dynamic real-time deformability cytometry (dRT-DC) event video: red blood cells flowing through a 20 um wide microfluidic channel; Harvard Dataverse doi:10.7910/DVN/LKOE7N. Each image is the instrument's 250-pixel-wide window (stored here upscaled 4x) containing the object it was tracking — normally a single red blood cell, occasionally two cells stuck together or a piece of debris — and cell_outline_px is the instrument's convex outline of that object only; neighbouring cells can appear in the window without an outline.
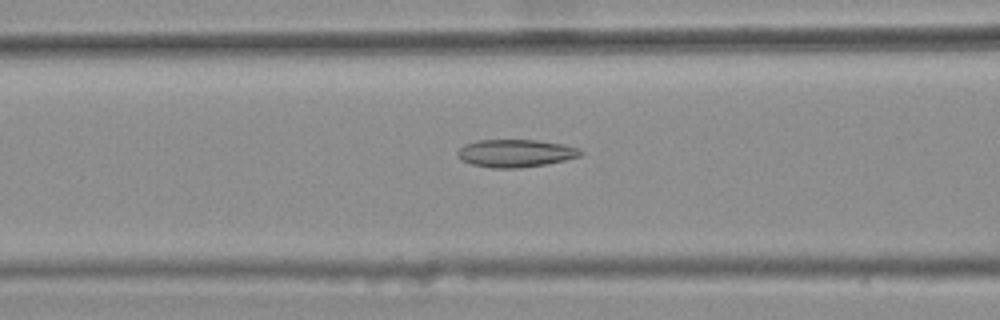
{"species": "common noctule bat (a hibernating species)", "species_latin": "Nyctalus noctula", "temperature_condition": "warm", "stored_images_in_passage": 47, "camera_frame_rate_fps": 3000, "um_per_image_px": 0.085, "animal": {"sex": "female", "body_mass_g": 25.1}, "frame": {"image": 1, "passage_image": 21, "time_ms": 6.667, "image_size_px": [1000, 320], "cell_outline_px": [[584, 152], [580, 156], [564, 160], [544, 164], [520, 168], [492, 168], [472, 164], [460, 160], [456, 152], [464, 144], [476, 140], [536, 140], [564, 144], [580, 148]], "centroid_in_image_um": [43.81, 13.02], "position_along_channel_um": 122.8, "area_um2": 19.94}}
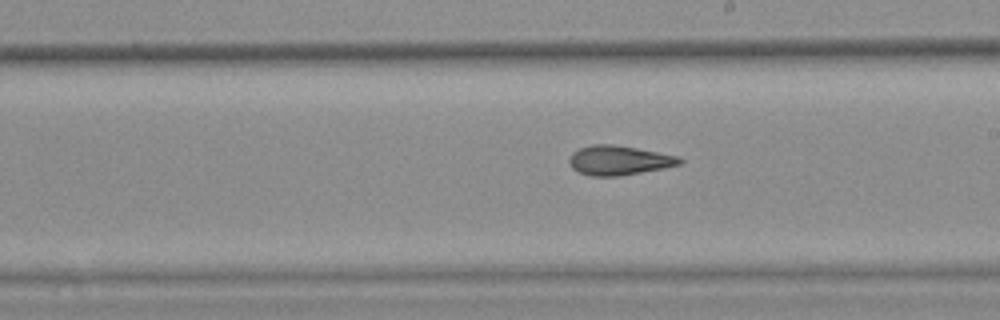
{"frame": {"image": 2, "passage_image": 30, "time_ms": 9.667, "image_size_px": [1000, 320], "cell_outline_px": [[684, 160], [680, 164], [664, 168], [620, 176], [592, 176], [580, 172], [572, 168], [568, 164], [568, 160], [572, 152], [580, 148], [592, 144], [612, 144], [636, 148], [680, 156]], "centroid_in_image_um": [52.61, 13.62], "position_along_channel_um": 236.4, "area_um2": 19.02}}
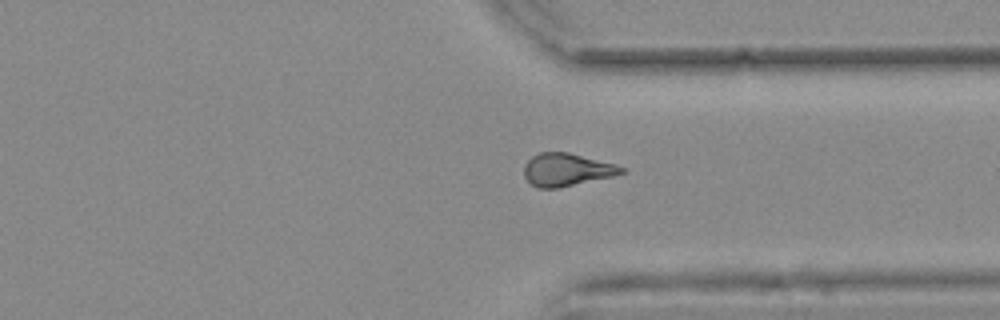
{"frame": {"image": 3, "passage_image": 40, "time_ms": 13.0, "image_size_px": [1000, 320], "cell_outline_px": [[628, 172], [612, 176], [556, 188], [536, 188], [524, 176], [524, 164], [532, 156], [540, 152], [568, 152], [616, 164], [628, 168]], "centroid_in_image_um": [48.19, 14.41], "position_along_channel_um": 363.2, "area_um2": 18.61}, "authors_computed_cell_mechanics": {"area_um2": 19.074, "velocity_mm_per_s": 3.7913, "shape_relaxation_time_tau1_ms": null, "shape_relaxation_time_tau2_ms": 3.8823, "deformation_change_tau1": null, "deformation_change_tau2": 0.1356}}